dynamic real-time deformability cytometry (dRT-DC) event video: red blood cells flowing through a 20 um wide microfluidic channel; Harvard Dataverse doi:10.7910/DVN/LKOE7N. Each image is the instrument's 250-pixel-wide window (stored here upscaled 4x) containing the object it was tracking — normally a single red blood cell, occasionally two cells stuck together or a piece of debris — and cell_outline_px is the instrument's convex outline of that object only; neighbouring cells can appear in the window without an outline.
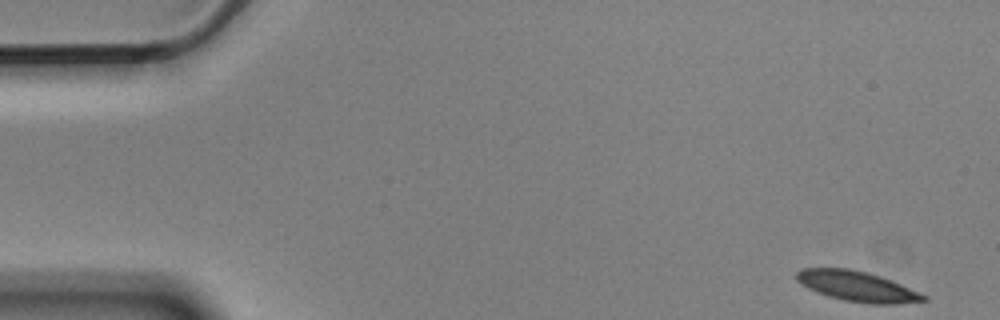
{"species": "Egyptian fruit bat (a non-hibernating species)", "species_latin": "Rousettus aegyptiacus", "temperature_condition": "cold", "stored_images_in_passage": 6, "segment_of_instrument_passage": [1, 2], "camera_frame_rate_fps": 3000, "um_per_image_px": 0.085, "animal": {"sex": "male"}, "frame": {"image": 1, "passage_image": 1, "time_ms": 0.0, "image_size_px": [1000, 320], "cell_outline_px": [[928, 300], [896, 304], [868, 304], [844, 300], [828, 296], [816, 292], [808, 288], [796, 280], [796, 272], [800, 268], [848, 268], [868, 272], [892, 280], [928, 296]], "centroid_in_image_um": [72.86, 24.33], "position_along_channel_um": 12.1, "area_um2": 22.48}}
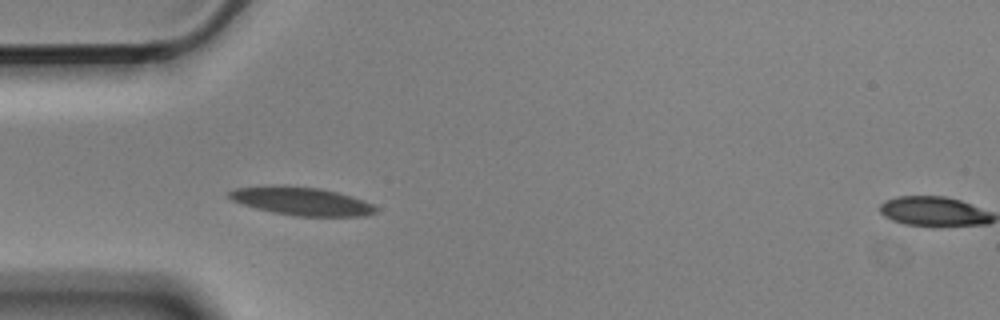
{"frame": {"image": 2, "passage_image": 5, "time_ms": 1.333, "image_size_px": [1000, 320], "cell_outline_px": [[376, 212], [368, 216], [296, 216], [272, 212], [256, 208], [232, 200], [228, 196], [228, 192], [236, 188], [284, 184], [320, 188], [336, 192], [372, 204], [376, 208]], "centroid_in_image_um": [25.6, 17.09], "position_along_channel_um": 59.4, "area_um2": 23.93}}